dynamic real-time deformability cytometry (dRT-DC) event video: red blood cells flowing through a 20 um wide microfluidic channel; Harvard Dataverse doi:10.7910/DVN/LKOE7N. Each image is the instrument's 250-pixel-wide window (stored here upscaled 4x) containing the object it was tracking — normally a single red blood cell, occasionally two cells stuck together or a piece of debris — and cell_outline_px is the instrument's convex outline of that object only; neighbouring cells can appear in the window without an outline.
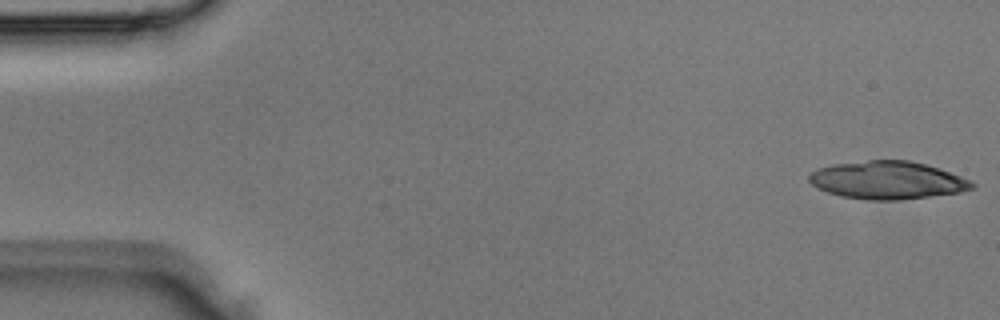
{"species": "Egyptian fruit bat (a non-hibernating species)", "species_latin": "Rousettus aegyptiacus", "temperature_condition": "room temperature", "stored_images_in_passage": 5, "segment_of_instrument_passage": [1, 2], "camera_frame_rate_fps": 3000, "um_per_image_px": 0.085, "animal": {"sex": "male"}, "frame": {"image": 1, "passage_image": 1, "time_ms": 0.0, "image_size_px": [1000, 320], "cell_outline_px": [[976, 188], [960, 192], [900, 200], [868, 200], [840, 196], [828, 192], [812, 184], [808, 180], [808, 176], [812, 172], [820, 168], [832, 164], [868, 160], [908, 160], [940, 168], [972, 180], [976, 184]], "centroid_in_image_um": [75.48, 15.31], "position_along_channel_um": 9.5, "area_um2": 36.01}}